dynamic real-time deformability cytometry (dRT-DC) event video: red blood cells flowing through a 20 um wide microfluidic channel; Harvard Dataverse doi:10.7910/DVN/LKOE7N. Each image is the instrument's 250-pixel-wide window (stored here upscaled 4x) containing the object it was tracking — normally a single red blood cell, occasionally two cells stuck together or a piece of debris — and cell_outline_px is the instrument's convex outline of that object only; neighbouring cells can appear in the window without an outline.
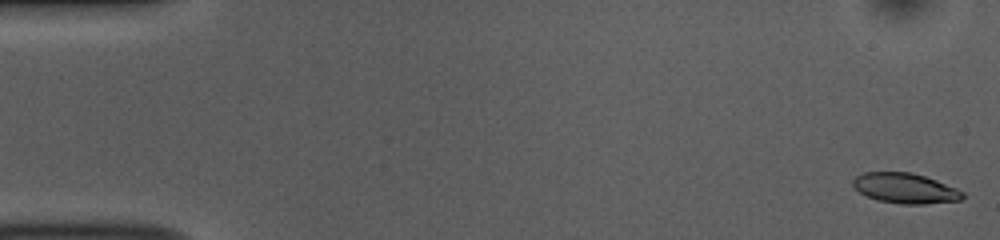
{"species": "common noctule bat (a hibernating species)", "species_latin": "Nyctalus noctula", "temperature_condition": "room temperature", "stored_images_in_passage": 53, "camera_frame_rate_fps": 3000, "um_per_image_px": 0.085, "animal": {"sex": "female", "body_mass_g": 10.0, "forearm_length_mm": 53.1}, "frame": {"image": 1, "passage_image": 1, "time_ms": 0.0, "image_size_px": [1000, 240], "cell_outline_px": [[964, 196], [960, 200], [924, 204], [900, 204], [876, 200], [860, 192], [852, 184], [852, 180], [856, 176], [864, 172], [912, 172], [936, 180], [956, 188], [964, 192]], "centroid_in_image_um": [76.93, 16.0], "position_along_channel_um": 8.1, "area_um2": 19.25}}
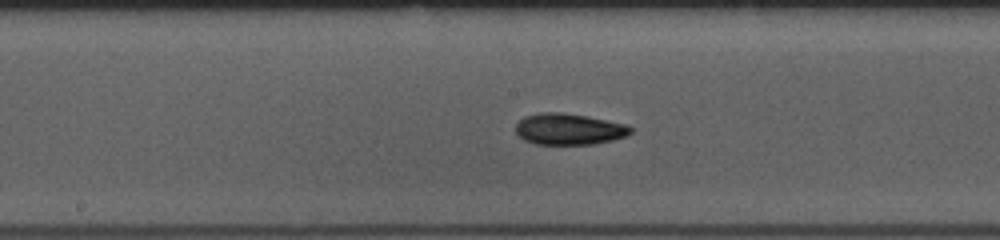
{"frame": {"image": 2, "passage_image": 27, "time_ms": 8.667, "image_size_px": [1000, 240], "cell_outline_px": [[632, 132], [628, 136], [612, 140], [592, 144], [536, 144], [524, 140], [516, 132], [516, 124], [524, 116], [540, 112], [564, 112], [588, 116], [628, 124], [632, 128]], "centroid_in_image_um": [48.39, 10.96], "position_along_channel_um": 199.8, "area_um2": 21.15}}
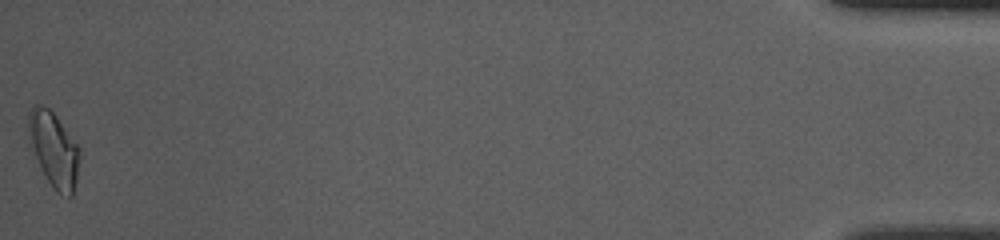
{"frame": {"image": 3, "passage_image": 53, "time_ms": 17.333, "image_size_px": [1000, 240], "cell_outline_px": [[80, 156], [76, 180], [72, 196], [68, 196], [56, 192], [48, 180], [28, 144], [28, 116], [32, 104], [40, 104], [48, 108], [56, 116], [80, 148]], "centroid_in_image_um": [4.55, 12.67], "position_along_channel_um": 430.6, "area_um2": 22.25}, "authors_computed_cell_mechanics": {"area_um2": 20.1144, "velocity_mm_per_s": 3.7663, "shape_relaxation_time_tau1_ms": 4.8235, "shape_relaxation_time_tau2_ms": 3.1626, "deformation_change_tau1": 0.1639, "deformation_change_tau2": 0.0928}}